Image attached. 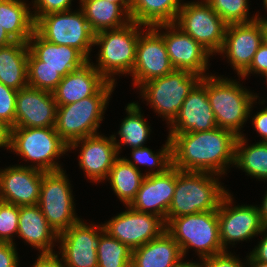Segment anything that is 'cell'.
Listing matches in <instances>:
<instances>
[{"label":"cell","mask_w":267,"mask_h":267,"mask_svg":"<svg viewBox=\"0 0 267 267\" xmlns=\"http://www.w3.org/2000/svg\"><path fill=\"white\" fill-rule=\"evenodd\" d=\"M57 107L52 92L26 86L17 92L15 127L55 128Z\"/></svg>","instance_id":"17"},{"label":"cell","mask_w":267,"mask_h":267,"mask_svg":"<svg viewBox=\"0 0 267 267\" xmlns=\"http://www.w3.org/2000/svg\"><path fill=\"white\" fill-rule=\"evenodd\" d=\"M168 137L172 143V165L181 171L220 175L225 173L227 164H234L238 136L230 130L217 127Z\"/></svg>","instance_id":"1"},{"label":"cell","mask_w":267,"mask_h":267,"mask_svg":"<svg viewBox=\"0 0 267 267\" xmlns=\"http://www.w3.org/2000/svg\"><path fill=\"white\" fill-rule=\"evenodd\" d=\"M28 55L27 42L0 47V82L17 91L28 86Z\"/></svg>","instance_id":"27"},{"label":"cell","mask_w":267,"mask_h":267,"mask_svg":"<svg viewBox=\"0 0 267 267\" xmlns=\"http://www.w3.org/2000/svg\"><path fill=\"white\" fill-rule=\"evenodd\" d=\"M174 24L211 55L221 50L228 25L206 1L181 5Z\"/></svg>","instance_id":"11"},{"label":"cell","mask_w":267,"mask_h":267,"mask_svg":"<svg viewBox=\"0 0 267 267\" xmlns=\"http://www.w3.org/2000/svg\"><path fill=\"white\" fill-rule=\"evenodd\" d=\"M126 112L128 116L122 121L118 132L121 138L120 142L130 145L132 149L143 147L150 134V127L143 119L137 103H129Z\"/></svg>","instance_id":"33"},{"label":"cell","mask_w":267,"mask_h":267,"mask_svg":"<svg viewBox=\"0 0 267 267\" xmlns=\"http://www.w3.org/2000/svg\"><path fill=\"white\" fill-rule=\"evenodd\" d=\"M103 225L105 232L134 250L159 237L165 230V221L157 215L139 212L128 206Z\"/></svg>","instance_id":"12"},{"label":"cell","mask_w":267,"mask_h":267,"mask_svg":"<svg viewBox=\"0 0 267 267\" xmlns=\"http://www.w3.org/2000/svg\"><path fill=\"white\" fill-rule=\"evenodd\" d=\"M210 174V175H208ZM209 172L181 171L176 168V187L166 224L183 215L217 210L228 193Z\"/></svg>","instance_id":"2"},{"label":"cell","mask_w":267,"mask_h":267,"mask_svg":"<svg viewBox=\"0 0 267 267\" xmlns=\"http://www.w3.org/2000/svg\"><path fill=\"white\" fill-rule=\"evenodd\" d=\"M182 259L180 246L165 230L159 237L132 250L131 267H169Z\"/></svg>","instance_id":"25"},{"label":"cell","mask_w":267,"mask_h":267,"mask_svg":"<svg viewBox=\"0 0 267 267\" xmlns=\"http://www.w3.org/2000/svg\"><path fill=\"white\" fill-rule=\"evenodd\" d=\"M250 254L255 260L267 263V234Z\"/></svg>","instance_id":"46"},{"label":"cell","mask_w":267,"mask_h":267,"mask_svg":"<svg viewBox=\"0 0 267 267\" xmlns=\"http://www.w3.org/2000/svg\"><path fill=\"white\" fill-rule=\"evenodd\" d=\"M72 0H35L34 6L37 9L33 16L36 22L41 16L53 12L70 11V4ZM37 12V13H36Z\"/></svg>","instance_id":"40"},{"label":"cell","mask_w":267,"mask_h":267,"mask_svg":"<svg viewBox=\"0 0 267 267\" xmlns=\"http://www.w3.org/2000/svg\"><path fill=\"white\" fill-rule=\"evenodd\" d=\"M33 267H66L65 264H62L58 259V255L51 253H42L38 257L36 263Z\"/></svg>","instance_id":"45"},{"label":"cell","mask_w":267,"mask_h":267,"mask_svg":"<svg viewBox=\"0 0 267 267\" xmlns=\"http://www.w3.org/2000/svg\"><path fill=\"white\" fill-rule=\"evenodd\" d=\"M253 125L263 138L260 142H267V107L254 116Z\"/></svg>","instance_id":"44"},{"label":"cell","mask_w":267,"mask_h":267,"mask_svg":"<svg viewBox=\"0 0 267 267\" xmlns=\"http://www.w3.org/2000/svg\"><path fill=\"white\" fill-rule=\"evenodd\" d=\"M14 40L6 33L5 29L0 25V47L7 46Z\"/></svg>","instance_id":"49"},{"label":"cell","mask_w":267,"mask_h":267,"mask_svg":"<svg viewBox=\"0 0 267 267\" xmlns=\"http://www.w3.org/2000/svg\"><path fill=\"white\" fill-rule=\"evenodd\" d=\"M263 43L262 19L249 23L228 24L223 46L219 53H226L234 69L241 76L251 65L254 55Z\"/></svg>","instance_id":"16"},{"label":"cell","mask_w":267,"mask_h":267,"mask_svg":"<svg viewBox=\"0 0 267 267\" xmlns=\"http://www.w3.org/2000/svg\"><path fill=\"white\" fill-rule=\"evenodd\" d=\"M167 33L162 34L170 62L175 70H188L204 77L205 69H208V57L210 53L196 42L189 34L183 32L174 23L161 24ZM177 29V30H176Z\"/></svg>","instance_id":"20"},{"label":"cell","mask_w":267,"mask_h":267,"mask_svg":"<svg viewBox=\"0 0 267 267\" xmlns=\"http://www.w3.org/2000/svg\"><path fill=\"white\" fill-rule=\"evenodd\" d=\"M202 77L188 70H174L160 78L144 83L140 88L143 98L170 123L177 117L185 98Z\"/></svg>","instance_id":"9"},{"label":"cell","mask_w":267,"mask_h":267,"mask_svg":"<svg viewBox=\"0 0 267 267\" xmlns=\"http://www.w3.org/2000/svg\"><path fill=\"white\" fill-rule=\"evenodd\" d=\"M161 152L154 154L152 150L147 147H139L132 149V158L137 164L147 165L150 167L158 166L155 172H147L149 174H161L164 173L169 167L172 166V143L168 137L166 144L162 147Z\"/></svg>","instance_id":"37"},{"label":"cell","mask_w":267,"mask_h":267,"mask_svg":"<svg viewBox=\"0 0 267 267\" xmlns=\"http://www.w3.org/2000/svg\"><path fill=\"white\" fill-rule=\"evenodd\" d=\"M19 206L0 200V242L13 243L18 232Z\"/></svg>","instance_id":"38"},{"label":"cell","mask_w":267,"mask_h":267,"mask_svg":"<svg viewBox=\"0 0 267 267\" xmlns=\"http://www.w3.org/2000/svg\"><path fill=\"white\" fill-rule=\"evenodd\" d=\"M227 23H249L259 19L257 15L253 19L247 18V0H204Z\"/></svg>","instance_id":"36"},{"label":"cell","mask_w":267,"mask_h":267,"mask_svg":"<svg viewBox=\"0 0 267 267\" xmlns=\"http://www.w3.org/2000/svg\"><path fill=\"white\" fill-rule=\"evenodd\" d=\"M28 8L21 0H0V25L14 41L28 42L35 31V21Z\"/></svg>","instance_id":"30"},{"label":"cell","mask_w":267,"mask_h":267,"mask_svg":"<svg viewBox=\"0 0 267 267\" xmlns=\"http://www.w3.org/2000/svg\"><path fill=\"white\" fill-rule=\"evenodd\" d=\"M245 143L243 135L238 136L234 164L251 176L267 180V142H259L247 148L244 147Z\"/></svg>","instance_id":"32"},{"label":"cell","mask_w":267,"mask_h":267,"mask_svg":"<svg viewBox=\"0 0 267 267\" xmlns=\"http://www.w3.org/2000/svg\"><path fill=\"white\" fill-rule=\"evenodd\" d=\"M262 206L259 209L260 218L265 227H267V193L263 199Z\"/></svg>","instance_id":"48"},{"label":"cell","mask_w":267,"mask_h":267,"mask_svg":"<svg viewBox=\"0 0 267 267\" xmlns=\"http://www.w3.org/2000/svg\"><path fill=\"white\" fill-rule=\"evenodd\" d=\"M70 188V183L62 169L43 173L38 205L57 235L80 220L75 217Z\"/></svg>","instance_id":"10"},{"label":"cell","mask_w":267,"mask_h":267,"mask_svg":"<svg viewBox=\"0 0 267 267\" xmlns=\"http://www.w3.org/2000/svg\"><path fill=\"white\" fill-rule=\"evenodd\" d=\"M80 143L82 148L79 155V166L85 171L86 176L94 182L108 178L121 146L120 142H116L115 135L110 138L99 134L87 136L72 142L69 150L75 149Z\"/></svg>","instance_id":"19"},{"label":"cell","mask_w":267,"mask_h":267,"mask_svg":"<svg viewBox=\"0 0 267 267\" xmlns=\"http://www.w3.org/2000/svg\"><path fill=\"white\" fill-rule=\"evenodd\" d=\"M252 71L258 74L261 73L262 75L267 73V46L264 43L259 46L250 67L241 75V77L248 76Z\"/></svg>","instance_id":"42"},{"label":"cell","mask_w":267,"mask_h":267,"mask_svg":"<svg viewBox=\"0 0 267 267\" xmlns=\"http://www.w3.org/2000/svg\"><path fill=\"white\" fill-rule=\"evenodd\" d=\"M107 82L95 65L88 61L65 75L52 93L57 106L68 105L95 95Z\"/></svg>","instance_id":"23"},{"label":"cell","mask_w":267,"mask_h":267,"mask_svg":"<svg viewBox=\"0 0 267 267\" xmlns=\"http://www.w3.org/2000/svg\"><path fill=\"white\" fill-rule=\"evenodd\" d=\"M35 31L52 44L76 48L89 60L95 33L91 30L82 10L43 15L35 22Z\"/></svg>","instance_id":"8"},{"label":"cell","mask_w":267,"mask_h":267,"mask_svg":"<svg viewBox=\"0 0 267 267\" xmlns=\"http://www.w3.org/2000/svg\"><path fill=\"white\" fill-rule=\"evenodd\" d=\"M11 150L25 157L26 161L36 162L37 166H28L43 172L61 170L55 158L65 154L69 145L59 136L55 128L12 127Z\"/></svg>","instance_id":"7"},{"label":"cell","mask_w":267,"mask_h":267,"mask_svg":"<svg viewBox=\"0 0 267 267\" xmlns=\"http://www.w3.org/2000/svg\"><path fill=\"white\" fill-rule=\"evenodd\" d=\"M180 0H131L130 19L145 27L174 23Z\"/></svg>","instance_id":"29"},{"label":"cell","mask_w":267,"mask_h":267,"mask_svg":"<svg viewBox=\"0 0 267 267\" xmlns=\"http://www.w3.org/2000/svg\"><path fill=\"white\" fill-rule=\"evenodd\" d=\"M170 134L210 131L217 128L214 113L207 96V76L192 89L171 123Z\"/></svg>","instance_id":"21"},{"label":"cell","mask_w":267,"mask_h":267,"mask_svg":"<svg viewBox=\"0 0 267 267\" xmlns=\"http://www.w3.org/2000/svg\"><path fill=\"white\" fill-rule=\"evenodd\" d=\"M43 173L21 165L0 170V200L19 207L38 204Z\"/></svg>","instance_id":"22"},{"label":"cell","mask_w":267,"mask_h":267,"mask_svg":"<svg viewBox=\"0 0 267 267\" xmlns=\"http://www.w3.org/2000/svg\"><path fill=\"white\" fill-rule=\"evenodd\" d=\"M101 233L97 251L98 267H131L132 250L110 236L104 228Z\"/></svg>","instance_id":"34"},{"label":"cell","mask_w":267,"mask_h":267,"mask_svg":"<svg viewBox=\"0 0 267 267\" xmlns=\"http://www.w3.org/2000/svg\"><path fill=\"white\" fill-rule=\"evenodd\" d=\"M175 187L176 168L172 165L164 173L146 175L135 198L128 206L139 212L157 215L166 224Z\"/></svg>","instance_id":"18"},{"label":"cell","mask_w":267,"mask_h":267,"mask_svg":"<svg viewBox=\"0 0 267 267\" xmlns=\"http://www.w3.org/2000/svg\"><path fill=\"white\" fill-rule=\"evenodd\" d=\"M158 29H161L160 25L149 27L145 35L142 36L141 34L139 36L136 45L132 77L134 85H138L139 88L144 83L165 76L175 70L170 62L165 42Z\"/></svg>","instance_id":"13"},{"label":"cell","mask_w":267,"mask_h":267,"mask_svg":"<svg viewBox=\"0 0 267 267\" xmlns=\"http://www.w3.org/2000/svg\"><path fill=\"white\" fill-rule=\"evenodd\" d=\"M264 5H265V7L267 8V0H264Z\"/></svg>","instance_id":"54"},{"label":"cell","mask_w":267,"mask_h":267,"mask_svg":"<svg viewBox=\"0 0 267 267\" xmlns=\"http://www.w3.org/2000/svg\"><path fill=\"white\" fill-rule=\"evenodd\" d=\"M232 198L227 193L217 209L219 237L224 250L227 243L244 241L267 230L261 221L259 209L256 206H235L229 208Z\"/></svg>","instance_id":"14"},{"label":"cell","mask_w":267,"mask_h":267,"mask_svg":"<svg viewBox=\"0 0 267 267\" xmlns=\"http://www.w3.org/2000/svg\"><path fill=\"white\" fill-rule=\"evenodd\" d=\"M27 43L29 51L40 61V67H51L63 77L81 68L89 61L76 48L52 44L43 39L36 31L33 32Z\"/></svg>","instance_id":"24"},{"label":"cell","mask_w":267,"mask_h":267,"mask_svg":"<svg viewBox=\"0 0 267 267\" xmlns=\"http://www.w3.org/2000/svg\"><path fill=\"white\" fill-rule=\"evenodd\" d=\"M262 19V26H263V43L267 46V19L264 18H259Z\"/></svg>","instance_id":"53"},{"label":"cell","mask_w":267,"mask_h":267,"mask_svg":"<svg viewBox=\"0 0 267 267\" xmlns=\"http://www.w3.org/2000/svg\"><path fill=\"white\" fill-rule=\"evenodd\" d=\"M80 2L81 10L95 34L103 30L118 29L131 22L130 15L120 4L107 0H80ZM123 15L126 20L121 19Z\"/></svg>","instance_id":"28"},{"label":"cell","mask_w":267,"mask_h":267,"mask_svg":"<svg viewBox=\"0 0 267 267\" xmlns=\"http://www.w3.org/2000/svg\"><path fill=\"white\" fill-rule=\"evenodd\" d=\"M166 231L180 246L183 257L190 247H195L202 259L225 251L219 237L217 210L172 218Z\"/></svg>","instance_id":"6"},{"label":"cell","mask_w":267,"mask_h":267,"mask_svg":"<svg viewBox=\"0 0 267 267\" xmlns=\"http://www.w3.org/2000/svg\"><path fill=\"white\" fill-rule=\"evenodd\" d=\"M11 129L4 121L0 120V147L10 148L11 145Z\"/></svg>","instance_id":"47"},{"label":"cell","mask_w":267,"mask_h":267,"mask_svg":"<svg viewBox=\"0 0 267 267\" xmlns=\"http://www.w3.org/2000/svg\"><path fill=\"white\" fill-rule=\"evenodd\" d=\"M145 176L133 161L122 157L114 161L108 179L115 194L128 206L135 198Z\"/></svg>","instance_id":"31"},{"label":"cell","mask_w":267,"mask_h":267,"mask_svg":"<svg viewBox=\"0 0 267 267\" xmlns=\"http://www.w3.org/2000/svg\"><path fill=\"white\" fill-rule=\"evenodd\" d=\"M140 24L131 21L118 29L103 30L94 36V45H100L96 69L109 82L115 83L111 76L118 73H132L135 63L136 45L140 34ZM110 76V77H109Z\"/></svg>","instance_id":"5"},{"label":"cell","mask_w":267,"mask_h":267,"mask_svg":"<svg viewBox=\"0 0 267 267\" xmlns=\"http://www.w3.org/2000/svg\"><path fill=\"white\" fill-rule=\"evenodd\" d=\"M112 3L120 4L130 15L131 0H107Z\"/></svg>","instance_id":"50"},{"label":"cell","mask_w":267,"mask_h":267,"mask_svg":"<svg viewBox=\"0 0 267 267\" xmlns=\"http://www.w3.org/2000/svg\"><path fill=\"white\" fill-rule=\"evenodd\" d=\"M18 262L14 244L0 242V267H18Z\"/></svg>","instance_id":"43"},{"label":"cell","mask_w":267,"mask_h":267,"mask_svg":"<svg viewBox=\"0 0 267 267\" xmlns=\"http://www.w3.org/2000/svg\"><path fill=\"white\" fill-rule=\"evenodd\" d=\"M244 89L233 80L207 76V96L217 127L230 130L237 136L241 135L239 129L250 116V108L258 97Z\"/></svg>","instance_id":"4"},{"label":"cell","mask_w":267,"mask_h":267,"mask_svg":"<svg viewBox=\"0 0 267 267\" xmlns=\"http://www.w3.org/2000/svg\"><path fill=\"white\" fill-rule=\"evenodd\" d=\"M248 264L251 267H267V263L255 260L251 255L248 256Z\"/></svg>","instance_id":"51"},{"label":"cell","mask_w":267,"mask_h":267,"mask_svg":"<svg viewBox=\"0 0 267 267\" xmlns=\"http://www.w3.org/2000/svg\"><path fill=\"white\" fill-rule=\"evenodd\" d=\"M231 255L226 250L222 253L203 258L202 265L198 263L197 267H244L239 259Z\"/></svg>","instance_id":"41"},{"label":"cell","mask_w":267,"mask_h":267,"mask_svg":"<svg viewBox=\"0 0 267 267\" xmlns=\"http://www.w3.org/2000/svg\"><path fill=\"white\" fill-rule=\"evenodd\" d=\"M28 86L53 92L63 76L51 67H40V61L29 51Z\"/></svg>","instance_id":"35"},{"label":"cell","mask_w":267,"mask_h":267,"mask_svg":"<svg viewBox=\"0 0 267 267\" xmlns=\"http://www.w3.org/2000/svg\"><path fill=\"white\" fill-rule=\"evenodd\" d=\"M17 90L0 82V120L15 127Z\"/></svg>","instance_id":"39"},{"label":"cell","mask_w":267,"mask_h":267,"mask_svg":"<svg viewBox=\"0 0 267 267\" xmlns=\"http://www.w3.org/2000/svg\"><path fill=\"white\" fill-rule=\"evenodd\" d=\"M102 228L103 224L92 227L79 220L58 235L61 259L66 267H98L97 251Z\"/></svg>","instance_id":"15"},{"label":"cell","mask_w":267,"mask_h":267,"mask_svg":"<svg viewBox=\"0 0 267 267\" xmlns=\"http://www.w3.org/2000/svg\"><path fill=\"white\" fill-rule=\"evenodd\" d=\"M197 265V263L195 264L193 262H182L181 260H179L169 267H197Z\"/></svg>","instance_id":"52"},{"label":"cell","mask_w":267,"mask_h":267,"mask_svg":"<svg viewBox=\"0 0 267 267\" xmlns=\"http://www.w3.org/2000/svg\"><path fill=\"white\" fill-rule=\"evenodd\" d=\"M17 234L31 246L42 250V253L53 252V241L58 239L38 204L19 207Z\"/></svg>","instance_id":"26"},{"label":"cell","mask_w":267,"mask_h":267,"mask_svg":"<svg viewBox=\"0 0 267 267\" xmlns=\"http://www.w3.org/2000/svg\"><path fill=\"white\" fill-rule=\"evenodd\" d=\"M114 85L108 81L95 95L57 107L55 130L68 145L97 134Z\"/></svg>","instance_id":"3"}]
</instances>
